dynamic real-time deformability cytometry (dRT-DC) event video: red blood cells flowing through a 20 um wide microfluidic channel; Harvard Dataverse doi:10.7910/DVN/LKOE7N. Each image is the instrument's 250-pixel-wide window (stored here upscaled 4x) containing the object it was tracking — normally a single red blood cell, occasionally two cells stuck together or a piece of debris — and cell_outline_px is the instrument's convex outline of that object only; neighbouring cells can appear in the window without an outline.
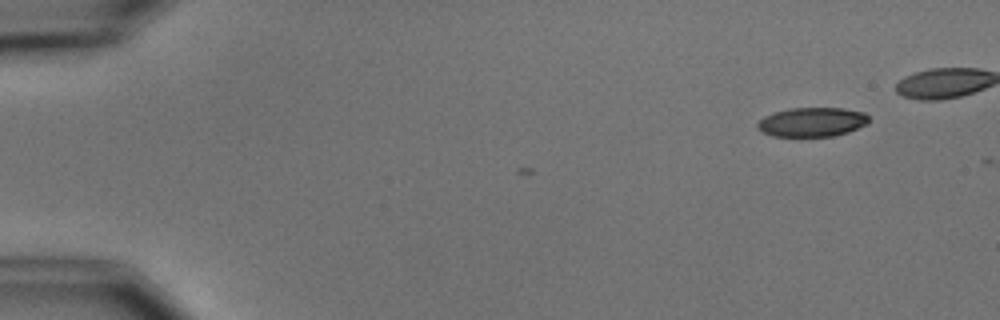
{"species": "common noctule bat (a hibernating species)", "species_latin": "Nyctalus noctula", "temperature_condition": "cold", "stored_images_in_passage": 2, "camera_frame_rate_fps": 3000, "um_per_image_px": 0.085, "animal": {"sex": "male", "body_mass_g": 15.6}, "frame": {"image": 1, "passage_image": 2, "time_ms": 1.0, "image_size_px": [1000, 320], "cell_outline_px": [[868, 124], [848, 132], [832, 136], [772, 136], [764, 132], [756, 124], [764, 116], [772, 112], [788, 108], [840, 108], [864, 112], [868, 116]], "centroid_in_image_um": [69.03, 10.36], "position_along_channel_um": 16.0, "area_um2": 18.9}}